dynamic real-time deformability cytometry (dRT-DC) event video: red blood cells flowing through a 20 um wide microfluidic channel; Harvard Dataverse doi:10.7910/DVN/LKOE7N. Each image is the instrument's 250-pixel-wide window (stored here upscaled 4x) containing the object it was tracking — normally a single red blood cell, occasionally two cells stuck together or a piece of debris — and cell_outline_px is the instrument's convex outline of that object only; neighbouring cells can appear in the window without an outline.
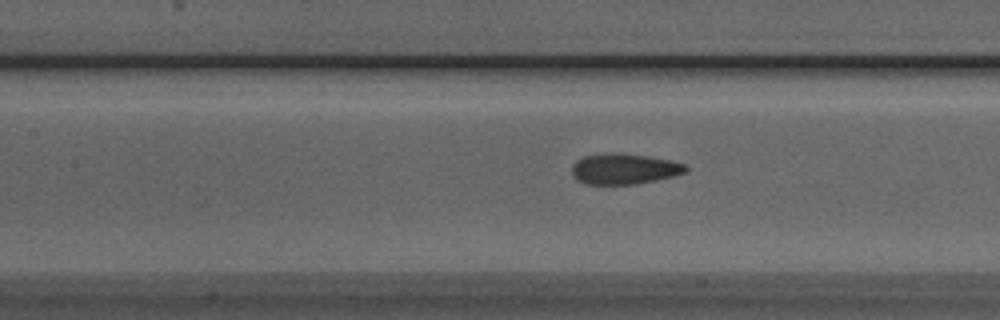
{"species": "Egyptian fruit bat (a non-hibernating species)", "species_latin": "Rousettus aegyptiacus", "temperature_condition": "room temperature", "stored_images_in_passage": 20, "camera_frame_rate_fps": 3000, "um_per_image_px": 0.085, "animal": {"sex": "male"}, "frame": {"image": 1, "passage_image": 17, "time_ms": 5.333, "image_size_px": [1000, 320], "cell_outline_px": [[688, 172], [656, 180], [636, 184], [584, 184], [576, 180], [572, 176], [572, 164], [576, 160], [584, 156], [616, 152], [648, 156], [672, 160], [684, 164], [688, 168]], "centroid_in_image_um": [53.04, 14.35], "position_along_channel_um": 154.4, "area_um2": 20.52}}